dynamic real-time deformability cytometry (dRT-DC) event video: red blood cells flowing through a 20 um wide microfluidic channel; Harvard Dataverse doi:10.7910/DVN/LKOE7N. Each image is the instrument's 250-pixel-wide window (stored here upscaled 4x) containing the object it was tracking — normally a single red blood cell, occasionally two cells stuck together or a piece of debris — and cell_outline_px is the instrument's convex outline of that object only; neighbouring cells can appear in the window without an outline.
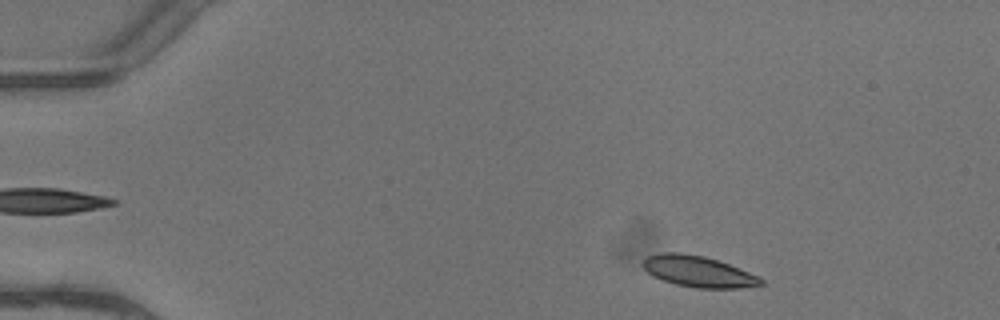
{"species": "common noctule bat (a hibernating species)", "species_latin": "Nyctalus noctula", "temperature_condition": "warm", "stored_images_in_passage": 4, "camera_frame_rate_fps": 3000, "um_per_image_px": 0.085, "animal": {"sex": "female"}, "frame": {"image": 1, "passage_image": 2, "time_ms": 0.333, "image_size_px": [1000, 320], "cell_outline_px": [[764, 284], [740, 288], [696, 288], [676, 284], [652, 276], [640, 264], [648, 256], [660, 252], [680, 252], [704, 256], [728, 264], [760, 276], [764, 280]], "centroid_in_image_um": [59.35, 23.07], "position_along_channel_um": 25.7, "area_um2": 21.39}}